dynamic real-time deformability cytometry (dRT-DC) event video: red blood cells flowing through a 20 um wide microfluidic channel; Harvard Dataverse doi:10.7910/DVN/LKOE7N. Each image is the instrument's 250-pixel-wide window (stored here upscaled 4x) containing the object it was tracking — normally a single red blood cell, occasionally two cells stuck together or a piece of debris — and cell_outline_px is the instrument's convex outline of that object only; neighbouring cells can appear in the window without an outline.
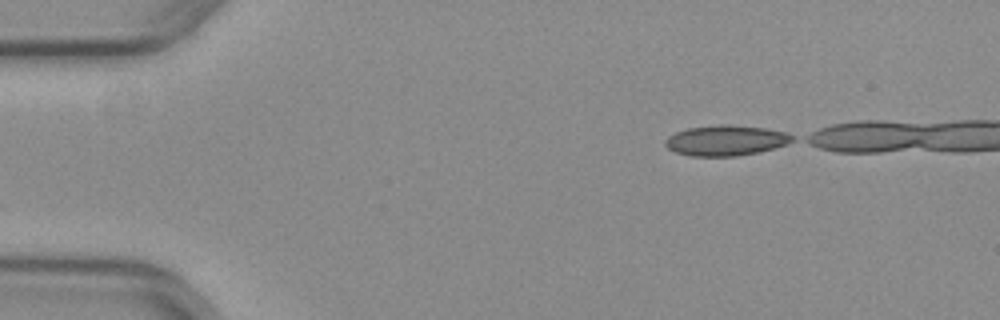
{"species": "common noctule bat (a hibernating species)", "species_latin": "Nyctalus noctula", "temperature_condition": "warm", "stored_images_in_passage": 14, "camera_frame_rate_fps": 3000, "um_per_image_px": 0.085, "animal": {"sex": "female", "body_mass_g": 29.2, "forearm_length_mm": 56.3}, "frame": {"image": 1, "passage_image": 1, "time_ms": 0.0, "image_size_px": [1000, 320], "cell_outline_px": [[796, 140], [788, 144], [760, 152], [736, 156], [692, 156], [676, 152], [668, 148], [664, 144], [664, 140], [668, 136], [676, 132], [688, 128], [720, 124], [728, 124], [764, 128], [784, 132], [796, 136]], "centroid_in_image_um": [61.73, 11.94], "position_along_channel_um": 23.3, "area_um2": 22.66}}
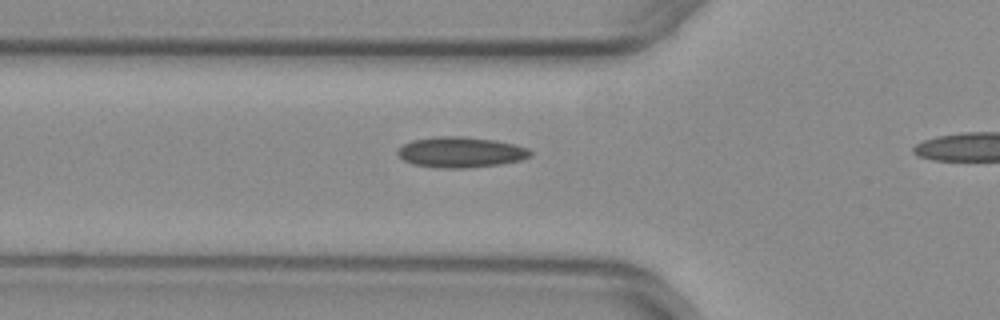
{"frame": {"image": 2, "passage_image": 12, "time_ms": 3.667, "image_size_px": [1000, 320], "cell_outline_px": [[532, 156], [520, 160], [500, 164], [464, 168], [440, 168], [412, 164], [404, 160], [396, 152], [404, 144], [412, 140], [436, 136], [464, 136], [496, 140], [528, 148], [532, 152]], "centroid_in_image_um": [39.16, 12.93], "position_along_channel_um": 86.6, "area_um2": 23.64}}